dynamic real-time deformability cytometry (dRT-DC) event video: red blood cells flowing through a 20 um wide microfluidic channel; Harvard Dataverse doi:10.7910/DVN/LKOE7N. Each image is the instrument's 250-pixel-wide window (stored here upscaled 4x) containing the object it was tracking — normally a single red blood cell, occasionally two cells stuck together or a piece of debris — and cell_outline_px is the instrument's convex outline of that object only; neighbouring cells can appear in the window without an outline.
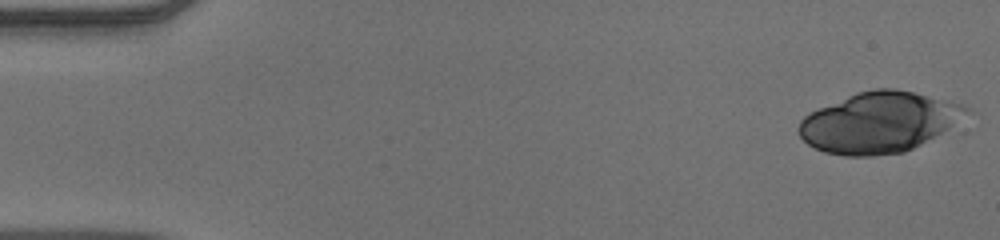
{"species": "human", "species_latin": "Homo sapiens", "temperature_condition": "warm", "stored_images_in_passage": 22, "camera_frame_rate_fps": 3000, "um_per_image_px": 0.085, "donor": {"sex": "male"}, "frame": {"image": 1, "passage_image": 1, "time_ms": 0.0, "image_size_px": [1000, 240], "cell_outline_px": [[972, 112], [948, 128], [920, 144], [904, 152], [872, 156], [844, 156], [824, 152], [808, 144], [800, 136], [796, 128], [800, 120], [808, 112], [856, 92], [876, 88], [896, 88], [964, 104], [972, 108]], "centroid_in_image_um": [74.69, 10.39], "position_along_channel_um": 10.3, "area_um2": 59.19}}
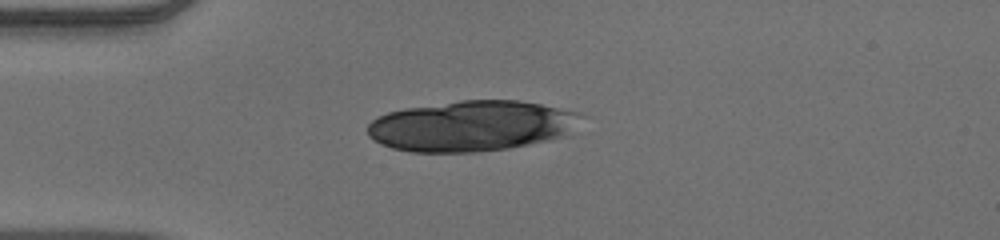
{"frame": {"image": 2, "passage_image": 13, "time_ms": 4.0, "image_size_px": [1000, 240], "cell_outline_px": [[588, 116], [572, 136], [508, 148], [480, 152], [412, 152], [392, 148], [380, 144], [368, 136], [368, 124], [372, 120], [388, 112], [404, 108], [460, 100], [520, 100], [580, 112]], "centroid_in_image_um": [40.21, 10.7], "position_along_channel_um": 44.8, "area_um2": 64.1}}